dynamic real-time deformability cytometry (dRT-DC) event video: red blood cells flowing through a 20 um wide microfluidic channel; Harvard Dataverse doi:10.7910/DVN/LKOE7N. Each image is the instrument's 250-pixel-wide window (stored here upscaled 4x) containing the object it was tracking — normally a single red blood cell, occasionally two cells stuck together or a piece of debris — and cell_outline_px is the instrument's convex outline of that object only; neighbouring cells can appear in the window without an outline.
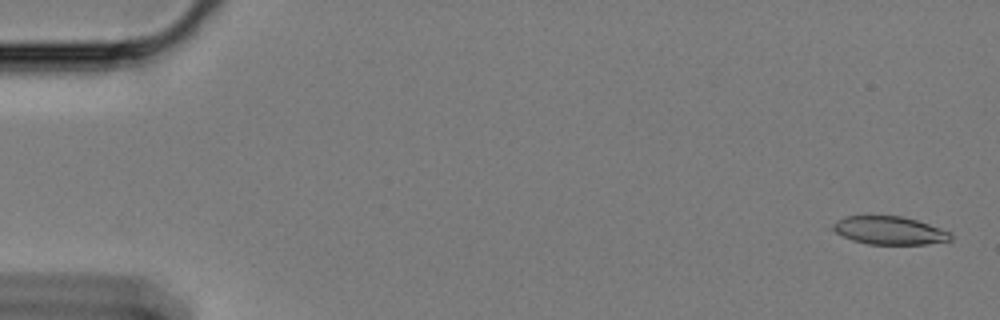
{"species": "Egyptian fruit bat (a non-hibernating species)", "species_latin": "Rousettus aegyptiacus", "temperature_condition": "cold", "stored_images_in_passage": 21, "camera_frame_rate_fps": 3000, "um_per_image_px": 0.085, "animal": {"sex": "female"}, "frame": {"image": 1, "passage_image": 2, "time_ms": 0.333, "image_size_px": [1000, 320], "cell_outline_px": [[952, 240], [924, 244], [868, 244], [852, 240], [836, 232], [832, 228], [832, 224], [836, 220], [844, 216], [900, 216], [916, 220], [952, 232]], "centroid_in_image_um": [75.6, 19.59], "position_along_channel_um": 9.4, "area_um2": 19.19}}
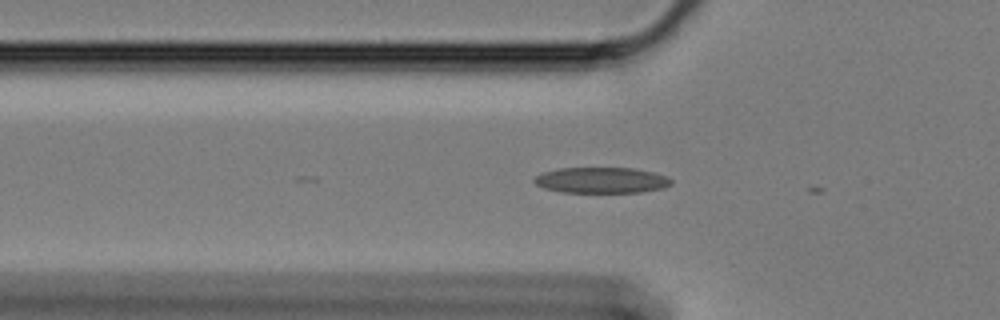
{"frame": {"image": 2, "passage_image": 20, "time_ms": 6.333, "image_size_px": [1000, 320], "cell_outline_px": [[672, 184], [664, 188], [640, 192], [560, 192], [544, 188], [536, 184], [532, 180], [536, 176], [544, 172], [560, 168], [632, 168], [652, 172], [668, 176], [672, 180]], "centroid_in_image_um": [51.14, 15.32], "position_along_channel_um": 74.7, "area_um2": 20.58}}